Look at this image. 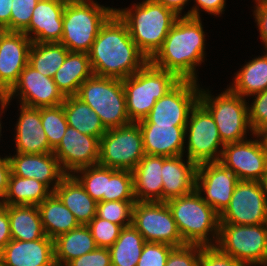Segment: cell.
<instances>
[{
  "mask_svg": "<svg viewBox=\"0 0 267 266\" xmlns=\"http://www.w3.org/2000/svg\"><path fill=\"white\" fill-rule=\"evenodd\" d=\"M259 182L262 186L263 194L267 203V172L263 175L262 179Z\"/></svg>",
  "mask_w": 267,
  "mask_h": 266,
  "instance_id": "11a10c76",
  "label": "cell"
},
{
  "mask_svg": "<svg viewBox=\"0 0 267 266\" xmlns=\"http://www.w3.org/2000/svg\"><path fill=\"white\" fill-rule=\"evenodd\" d=\"M20 106V116L15 127L16 153L42 154L53 152L42 128L41 108Z\"/></svg>",
  "mask_w": 267,
  "mask_h": 266,
  "instance_id": "603a6c76",
  "label": "cell"
},
{
  "mask_svg": "<svg viewBox=\"0 0 267 266\" xmlns=\"http://www.w3.org/2000/svg\"><path fill=\"white\" fill-rule=\"evenodd\" d=\"M13 0H0V25L10 31V15Z\"/></svg>",
  "mask_w": 267,
  "mask_h": 266,
  "instance_id": "f5cc1de1",
  "label": "cell"
},
{
  "mask_svg": "<svg viewBox=\"0 0 267 266\" xmlns=\"http://www.w3.org/2000/svg\"><path fill=\"white\" fill-rule=\"evenodd\" d=\"M145 240L131 224L123 227L118 239L109 248L112 266H136L141 256Z\"/></svg>",
  "mask_w": 267,
  "mask_h": 266,
  "instance_id": "e575fe53",
  "label": "cell"
},
{
  "mask_svg": "<svg viewBox=\"0 0 267 266\" xmlns=\"http://www.w3.org/2000/svg\"><path fill=\"white\" fill-rule=\"evenodd\" d=\"M41 122L43 131L48 138V143L54 150L59 145L68 127L63 105L42 107Z\"/></svg>",
  "mask_w": 267,
  "mask_h": 266,
  "instance_id": "74e56055",
  "label": "cell"
},
{
  "mask_svg": "<svg viewBox=\"0 0 267 266\" xmlns=\"http://www.w3.org/2000/svg\"><path fill=\"white\" fill-rule=\"evenodd\" d=\"M62 105L68 126L75 128L82 134L99 139L107 131L97 113L75 95L66 96Z\"/></svg>",
  "mask_w": 267,
  "mask_h": 266,
  "instance_id": "1f68e13d",
  "label": "cell"
},
{
  "mask_svg": "<svg viewBox=\"0 0 267 266\" xmlns=\"http://www.w3.org/2000/svg\"><path fill=\"white\" fill-rule=\"evenodd\" d=\"M1 266H55L53 239H12L0 253Z\"/></svg>",
  "mask_w": 267,
  "mask_h": 266,
  "instance_id": "44dd1931",
  "label": "cell"
},
{
  "mask_svg": "<svg viewBox=\"0 0 267 266\" xmlns=\"http://www.w3.org/2000/svg\"><path fill=\"white\" fill-rule=\"evenodd\" d=\"M115 9L93 0H80L65 5L60 44L70 52L88 54L100 28Z\"/></svg>",
  "mask_w": 267,
  "mask_h": 266,
  "instance_id": "8992f818",
  "label": "cell"
},
{
  "mask_svg": "<svg viewBox=\"0 0 267 266\" xmlns=\"http://www.w3.org/2000/svg\"><path fill=\"white\" fill-rule=\"evenodd\" d=\"M51 1H56V2L62 3L64 5H68L70 3L77 2V1H80V0H51Z\"/></svg>",
  "mask_w": 267,
  "mask_h": 266,
  "instance_id": "680465c9",
  "label": "cell"
},
{
  "mask_svg": "<svg viewBox=\"0 0 267 266\" xmlns=\"http://www.w3.org/2000/svg\"><path fill=\"white\" fill-rule=\"evenodd\" d=\"M181 80L172 72L148 61L139 71L122 80L126 110L131 122L145 119L156 101L165 96Z\"/></svg>",
  "mask_w": 267,
  "mask_h": 266,
  "instance_id": "5b68a950",
  "label": "cell"
},
{
  "mask_svg": "<svg viewBox=\"0 0 267 266\" xmlns=\"http://www.w3.org/2000/svg\"><path fill=\"white\" fill-rule=\"evenodd\" d=\"M252 96L254 102L248 106L252 135H262L267 131V90Z\"/></svg>",
  "mask_w": 267,
  "mask_h": 266,
  "instance_id": "b9f144b4",
  "label": "cell"
},
{
  "mask_svg": "<svg viewBox=\"0 0 267 266\" xmlns=\"http://www.w3.org/2000/svg\"><path fill=\"white\" fill-rule=\"evenodd\" d=\"M64 9L65 5L62 3L39 0L33 9L31 22L23 33L32 42L60 43L63 33Z\"/></svg>",
  "mask_w": 267,
  "mask_h": 266,
  "instance_id": "7402d4cb",
  "label": "cell"
},
{
  "mask_svg": "<svg viewBox=\"0 0 267 266\" xmlns=\"http://www.w3.org/2000/svg\"><path fill=\"white\" fill-rule=\"evenodd\" d=\"M267 266V262L266 263H263V264H258V265H254V266Z\"/></svg>",
  "mask_w": 267,
  "mask_h": 266,
  "instance_id": "6125c7cd",
  "label": "cell"
},
{
  "mask_svg": "<svg viewBox=\"0 0 267 266\" xmlns=\"http://www.w3.org/2000/svg\"><path fill=\"white\" fill-rule=\"evenodd\" d=\"M166 156L145 154L132 170L136 201L162 202V165Z\"/></svg>",
  "mask_w": 267,
  "mask_h": 266,
  "instance_id": "484cf974",
  "label": "cell"
},
{
  "mask_svg": "<svg viewBox=\"0 0 267 266\" xmlns=\"http://www.w3.org/2000/svg\"><path fill=\"white\" fill-rule=\"evenodd\" d=\"M132 225L146 242L185 245L166 202L136 201L132 211Z\"/></svg>",
  "mask_w": 267,
  "mask_h": 266,
  "instance_id": "7c38bea8",
  "label": "cell"
},
{
  "mask_svg": "<svg viewBox=\"0 0 267 266\" xmlns=\"http://www.w3.org/2000/svg\"><path fill=\"white\" fill-rule=\"evenodd\" d=\"M39 0H13L10 15V31L23 32L30 24L33 9Z\"/></svg>",
  "mask_w": 267,
  "mask_h": 266,
  "instance_id": "7bdbcfd3",
  "label": "cell"
},
{
  "mask_svg": "<svg viewBox=\"0 0 267 266\" xmlns=\"http://www.w3.org/2000/svg\"><path fill=\"white\" fill-rule=\"evenodd\" d=\"M264 140H265V143L267 145V131H265L263 134H262Z\"/></svg>",
  "mask_w": 267,
  "mask_h": 266,
  "instance_id": "94428289",
  "label": "cell"
},
{
  "mask_svg": "<svg viewBox=\"0 0 267 266\" xmlns=\"http://www.w3.org/2000/svg\"><path fill=\"white\" fill-rule=\"evenodd\" d=\"M199 266H249L220 251L216 246H201Z\"/></svg>",
  "mask_w": 267,
  "mask_h": 266,
  "instance_id": "bcb514c9",
  "label": "cell"
},
{
  "mask_svg": "<svg viewBox=\"0 0 267 266\" xmlns=\"http://www.w3.org/2000/svg\"><path fill=\"white\" fill-rule=\"evenodd\" d=\"M174 246L164 243L145 242L136 266H165Z\"/></svg>",
  "mask_w": 267,
  "mask_h": 266,
  "instance_id": "ee69618b",
  "label": "cell"
},
{
  "mask_svg": "<svg viewBox=\"0 0 267 266\" xmlns=\"http://www.w3.org/2000/svg\"><path fill=\"white\" fill-rule=\"evenodd\" d=\"M7 28L4 27L3 25H0V41L2 39V37L5 35V33L7 32Z\"/></svg>",
  "mask_w": 267,
  "mask_h": 266,
  "instance_id": "91938a15",
  "label": "cell"
},
{
  "mask_svg": "<svg viewBox=\"0 0 267 266\" xmlns=\"http://www.w3.org/2000/svg\"><path fill=\"white\" fill-rule=\"evenodd\" d=\"M183 155L167 157L162 165V202L181 197L195 190L197 164Z\"/></svg>",
  "mask_w": 267,
  "mask_h": 266,
  "instance_id": "d4e9b609",
  "label": "cell"
},
{
  "mask_svg": "<svg viewBox=\"0 0 267 266\" xmlns=\"http://www.w3.org/2000/svg\"><path fill=\"white\" fill-rule=\"evenodd\" d=\"M239 179L220 162L198 164L195 190L202 199L221 215L230 204ZM206 194V196H202Z\"/></svg>",
  "mask_w": 267,
  "mask_h": 266,
  "instance_id": "2e32d148",
  "label": "cell"
},
{
  "mask_svg": "<svg viewBox=\"0 0 267 266\" xmlns=\"http://www.w3.org/2000/svg\"><path fill=\"white\" fill-rule=\"evenodd\" d=\"M136 201H102L97 203V216L126 227L132 224V211Z\"/></svg>",
  "mask_w": 267,
  "mask_h": 266,
  "instance_id": "ab89813d",
  "label": "cell"
},
{
  "mask_svg": "<svg viewBox=\"0 0 267 266\" xmlns=\"http://www.w3.org/2000/svg\"><path fill=\"white\" fill-rule=\"evenodd\" d=\"M166 203L185 244L216 245L220 215L202 199L199 192L194 190Z\"/></svg>",
  "mask_w": 267,
  "mask_h": 266,
  "instance_id": "277c9868",
  "label": "cell"
},
{
  "mask_svg": "<svg viewBox=\"0 0 267 266\" xmlns=\"http://www.w3.org/2000/svg\"><path fill=\"white\" fill-rule=\"evenodd\" d=\"M54 193L73 213L80 225H87L96 216L97 202L72 174H66L62 178Z\"/></svg>",
  "mask_w": 267,
  "mask_h": 266,
  "instance_id": "4316f807",
  "label": "cell"
},
{
  "mask_svg": "<svg viewBox=\"0 0 267 266\" xmlns=\"http://www.w3.org/2000/svg\"><path fill=\"white\" fill-rule=\"evenodd\" d=\"M205 37L201 18L178 17L161 48L149 61L174 73L180 80L198 82L196 66L205 59Z\"/></svg>",
  "mask_w": 267,
  "mask_h": 266,
  "instance_id": "7a4b0ae2",
  "label": "cell"
},
{
  "mask_svg": "<svg viewBox=\"0 0 267 266\" xmlns=\"http://www.w3.org/2000/svg\"><path fill=\"white\" fill-rule=\"evenodd\" d=\"M254 18L257 22L259 34L265 51H267V0H255Z\"/></svg>",
  "mask_w": 267,
  "mask_h": 266,
  "instance_id": "681fc988",
  "label": "cell"
},
{
  "mask_svg": "<svg viewBox=\"0 0 267 266\" xmlns=\"http://www.w3.org/2000/svg\"><path fill=\"white\" fill-rule=\"evenodd\" d=\"M139 127L145 154L166 157L184 155L186 126L139 124Z\"/></svg>",
  "mask_w": 267,
  "mask_h": 266,
  "instance_id": "cb8c5ba5",
  "label": "cell"
},
{
  "mask_svg": "<svg viewBox=\"0 0 267 266\" xmlns=\"http://www.w3.org/2000/svg\"><path fill=\"white\" fill-rule=\"evenodd\" d=\"M9 103H10V101L7 100L5 103L1 104V106H0V109H1V110H0V111H1V112H0V115H2L1 113L4 112V109L7 108V106L9 105ZM0 117H1V116H0ZM1 129H2V127H1V118H0V137H1V135H2V134H1V131H2V130H1Z\"/></svg>",
  "mask_w": 267,
  "mask_h": 266,
  "instance_id": "6f0895ef",
  "label": "cell"
},
{
  "mask_svg": "<svg viewBox=\"0 0 267 266\" xmlns=\"http://www.w3.org/2000/svg\"><path fill=\"white\" fill-rule=\"evenodd\" d=\"M210 93L200 88L199 102L214 118L222 142L228 144L247 139L246 133L249 130L252 132V129L246 98L229 87L216 97Z\"/></svg>",
  "mask_w": 267,
  "mask_h": 266,
  "instance_id": "ba28073f",
  "label": "cell"
},
{
  "mask_svg": "<svg viewBox=\"0 0 267 266\" xmlns=\"http://www.w3.org/2000/svg\"><path fill=\"white\" fill-rule=\"evenodd\" d=\"M200 245L185 244L174 247L165 266H199Z\"/></svg>",
  "mask_w": 267,
  "mask_h": 266,
  "instance_id": "f6af8a7d",
  "label": "cell"
},
{
  "mask_svg": "<svg viewBox=\"0 0 267 266\" xmlns=\"http://www.w3.org/2000/svg\"><path fill=\"white\" fill-rule=\"evenodd\" d=\"M52 191L35 178H24L10 174L8 190L2 205H36L46 199Z\"/></svg>",
  "mask_w": 267,
  "mask_h": 266,
  "instance_id": "836d02e7",
  "label": "cell"
},
{
  "mask_svg": "<svg viewBox=\"0 0 267 266\" xmlns=\"http://www.w3.org/2000/svg\"><path fill=\"white\" fill-rule=\"evenodd\" d=\"M10 174L11 167L8 156L0 157V204L4 202L6 197Z\"/></svg>",
  "mask_w": 267,
  "mask_h": 266,
  "instance_id": "816d5d0a",
  "label": "cell"
},
{
  "mask_svg": "<svg viewBox=\"0 0 267 266\" xmlns=\"http://www.w3.org/2000/svg\"><path fill=\"white\" fill-rule=\"evenodd\" d=\"M88 55L94 75L120 80L133 75L149 61L116 12L100 28Z\"/></svg>",
  "mask_w": 267,
  "mask_h": 266,
  "instance_id": "6da1fadb",
  "label": "cell"
},
{
  "mask_svg": "<svg viewBox=\"0 0 267 266\" xmlns=\"http://www.w3.org/2000/svg\"><path fill=\"white\" fill-rule=\"evenodd\" d=\"M220 223L267 224V203L259 181L237 182L230 204L220 215Z\"/></svg>",
  "mask_w": 267,
  "mask_h": 266,
  "instance_id": "9a60e30c",
  "label": "cell"
},
{
  "mask_svg": "<svg viewBox=\"0 0 267 266\" xmlns=\"http://www.w3.org/2000/svg\"><path fill=\"white\" fill-rule=\"evenodd\" d=\"M65 266H112L111 254L109 248L97 247L92 252L71 260Z\"/></svg>",
  "mask_w": 267,
  "mask_h": 266,
  "instance_id": "7dc6e473",
  "label": "cell"
},
{
  "mask_svg": "<svg viewBox=\"0 0 267 266\" xmlns=\"http://www.w3.org/2000/svg\"><path fill=\"white\" fill-rule=\"evenodd\" d=\"M32 41L23 32L7 31L0 41V87L8 92L29 60Z\"/></svg>",
  "mask_w": 267,
  "mask_h": 266,
  "instance_id": "d6986e66",
  "label": "cell"
},
{
  "mask_svg": "<svg viewBox=\"0 0 267 266\" xmlns=\"http://www.w3.org/2000/svg\"><path fill=\"white\" fill-rule=\"evenodd\" d=\"M159 4H162L164 7L172 10L179 17L182 16L181 12L184 9V6L187 5L190 0H155Z\"/></svg>",
  "mask_w": 267,
  "mask_h": 266,
  "instance_id": "db71d44e",
  "label": "cell"
},
{
  "mask_svg": "<svg viewBox=\"0 0 267 266\" xmlns=\"http://www.w3.org/2000/svg\"><path fill=\"white\" fill-rule=\"evenodd\" d=\"M196 81L181 80L165 96L156 101L148 116L138 124L186 126L191 109L199 101Z\"/></svg>",
  "mask_w": 267,
  "mask_h": 266,
  "instance_id": "4fadbf2b",
  "label": "cell"
},
{
  "mask_svg": "<svg viewBox=\"0 0 267 266\" xmlns=\"http://www.w3.org/2000/svg\"><path fill=\"white\" fill-rule=\"evenodd\" d=\"M223 253L249 266L267 262V224L220 223L215 245Z\"/></svg>",
  "mask_w": 267,
  "mask_h": 266,
  "instance_id": "9c48e42d",
  "label": "cell"
},
{
  "mask_svg": "<svg viewBox=\"0 0 267 266\" xmlns=\"http://www.w3.org/2000/svg\"><path fill=\"white\" fill-rule=\"evenodd\" d=\"M187 136L186 157L189 160L197 165L219 162L225 144L220 138L214 118L199 101L190 111L185 127V138Z\"/></svg>",
  "mask_w": 267,
  "mask_h": 266,
  "instance_id": "8fae6325",
  "label": "cell"
},
{
  "mask_svg": "<svg viewBox=\"0 0 267 266\" xmlns=\"http://www.w3.org/2000/svg\"><path fill=\"white\" fill-rule=\"evenodd\" d=\"M18 95L21 105L32 108L58 106L65 99L53 78L46 77L29 64L22 70L14 86L7 92L8 101Z\"/></svg>",
  "mask_w": 267,
  "mask_h": 266,
  "instance_id": "e0dca14e",
  "label": "cell"
},
{
  "mask_svg": "<svg viewBox=\"0 0 267 266\" xmlns=\"http://www.w3.org/2000/svg\"><path fill=\"white\" fill-rule=\"evenodd\" d=\"M97 113L106 129L131 123L126 110L122 80L92 75L85 80L75 95Z\"/></svg>",
  "mask_w": 267,
  "mask_h": 266,
  "instance_id": "52a82bcc",
  "label": "cell"
},
{
  "mask_svg": "<svg viewBox=\"0 0 267 266\" xmlns=\"http://www.w3.org/2000/svg\"><path fill=\"white\" fill-rule=\"evenodd\" d=\"M45 235L55 239L80 226L73 213L52 192L38 206Z\"/></svg>",
  "mask_w": 267,
  "mask_h": 266,
  "instance_id": "f1b7e54d",
  "label": "cell"
},
{
  "mask_svg": "<svg viewBox=\"0 0 267 266\" xmlns=\"http://www.w3.org/2000/svg\"><path fill=\"white\" fill-rule=\"evenodd\" d=\"M8 159L11 174L24 178H35L44 183L52 192L66 175L53 152L42 154L16 153L15 156H8ZM51 185L52 187H50Z\"/></svg>",
  "mask_w": 267,
  "mask_h": 266,
  "instance_id": "ffe728a7",
  "label": "cell"
},
{
  "mask_svg": "<svg viewBox=\"0 0 267 266\" xmlns=\"http://www.w3.org/2000/svg\"><path fill=\"white\" fill-rule=\"evenodd\" d=\"M115 12L126 23L130 37L148 60L161 48L179 17L155 0H143L131 8L115 9Z\"/></svg>",
  "mask_w": 267,
  "mask_h": 266,
  "instance_id": "3957f363",
  "label": "cell"
},
{
  "mask_svg": "<svg viewBox=\"0 0 267 266\" xmlns=\"http://www.w3.org/2000/svg\"><path fill=\"white\" fill-rule=\"evenodd\" d=\"M97 247L110 248L118 239L122 226L97 215L87 224Z\"/></svg>",
  "mask_w": 267,
  "mask_h": 266,
  "instance_id": "60d3db41",
  "label": "cell"
},
{
  "mask_svg": "<svg viewBox=\"0 0 267 266\" xmlns=\"http://www.w3.org/2000/svg\"><path fill=\"white\" fill-rule=\"evenodd\" d=\"M194 2H196V5L194 4V6L183 16L201 18V9L214 16L220 15L225 11L226 0H194Z\"/></svg>",
  "mask_w": 267,
  "mask_h": 266,
  "instance_id": "c3c4849f",
  "label": "cell"
},
{
  "mask_svg": "<svg viewBox=\"0 0 267 266\" xmlns=\"http://www.w3.org/2000/svg\"><path fill=\"white\" fill-rule=\"evenodd\" d=\"M145 155L143 135L138 123L107 129L100 139L98 164L132 171Z\"/></svg>",
  "mask_w": 267,
  "mask_h": 266,
  "instance_id": "30bf717a",
  "label": "cell"
},
{
  "mask_svg": "<svg viewBox=\"0 0 267 266\" xmlns=\"http://www.w3.org/2000/svg\"><path fill=\"white\" fill-rule=\"evenodd\" d=\"M229 88L243 98L267 90V51L264 55L250 60L237 71Z\"/></svg>",
  "mask_w": 267,
  "mask_h": 266,
  "instance_id": "d6a6232c",
  "label": "cell"
},
{
  "mask_svg": "<svg viewBox=\"0 0 267 266\" xmlns=\"http://www.w3.org/2000/svg\"><path fill=\"white\" fill-rule=\"evenodd\" d=\"M100 139L82 134L68 126L59 145L53 150L65 174L98 165Z\"/></svg>",
  "mask_w": 267,
  "mask_h": 266,
  "instance_id": "ac0fdd59",
  "label": "cell"
},
{
  "mask_svg": "<svg viewBox=\"0 0 267 266\" xmlns=\"http://www.w3.org/2000/svg\"><path fill=\"white\" fill-rule=\"evenodd\" d=\"M107 201H136L132 171L116 170L107 179Z\"/></svg>",
  "mask_w": 267,
  "mask_h": 266,
  "instance_id": "f35d334b",
  "label": "cell"
},
{
  "mask_svg": "<svg viewBox=\"0 0 267 266\" xmlns=\"http://www.w3.org/2000/svg\"><path fill=\"white\" fill-rule=\"evenodd\" d=\"M117 169L95 165L81 168L72 175L83 186L84 190L98 203L107 201V179ZM81 174V175H80Z\"/></svg>",
  "mask_w": 267,
  "mask_h": 266,
  "instance_id": "8d00e7d4",
  "label": "cell"
},
{
  "mask_svg": "<svg viewBox=\"0 0 267 266\" xmlns=\"http://www.w3.org/2000/svg\"><path fill=\"white\" fill-rule=\"evenodd\" d=\"M7 211L12 239L33 241L46 236L36 205H7Z\"/></svg>",
  "mask_w": 267,
  "mask_h": 266,
  "instance_id": "4dcf8cb0",
  "label": "cell"
},
{
  "mask_svg": "<svg viewBox=\"0 0 267 266\" xmlns=\"http://www.w3.org/2000/svg\"><path fill=\"white\" fill-rule=\"evenodd\" d=\"M53 242L55 263L58 266H65L71 260L97 248L87 225H80L76 229L61 234L53 239Z\"/></svg>",
  "mask_w": 267,
  "mask_h": 266,
  "instance_id": "f546056e",
  "label": "cell"
},
{
  "mask_svg": "<svg viewBox=\"0 0 267 266\" xmlns=\"http://www.w3.org/2000/svg\"><path fill=\"white\" fill-rule=\"evenodd\" d=\"M254 136L256 140L246 139L223 147L219 162L239 180L260 181L267 172V145L262 135Z\"/></svg>",
  "mask_w": 267,
  "mask_h": 266,
  "instance_id": "5bb4252c",
  "label": "cell"
},
{
  "mask_svg": "<svg viewBox=\"0 0 267 266\" xmlns=\"http://www.w3.org/2000/svg\"><path fill=\"white\" fill-rule=\"evenodd\" d=\"M93 75L87 53L69 52L62 66L57 70L53 81L66 96L77 94L81 84Z\"/></svg>",
  "mask_w": 267,
  "mask_h": 266,
  "instance_id": "83f0119b",
  "label": "cell"
},
{
  "mask_svg": "<svg viewBox=\"0 0 267 266\" xmlns=\"http://www.w3.org/2000/svg\"><path fill=\"white\" fill-rule=\"evenodd\" d=\"M70 51L60 43L33 42L28 64L46 77L53 78Z\"/></svg>",
  "mask_w": 267,
  "mask_h": 266,
  "instance_id": "d590c367",
  "label": "cell"
},
{
  "mask_svg": "<svg viewBox=\"0 0 267 266\" xmlns=\"http://www.w3.org/2000/svg\"><path fill=\"white\" fill-rule=\"evenodd\" d=\"M7 100V92L2 87H0V105L5 103Z\"/></svg>",
  "mask_w": 267,
  "mask_h": 266,
  "instance_id": "9f6ffc18",
  "label": "cell"
},
{
  "mask_svg": "<svg viewBox=\"0 0 267 266\" xmlns=\"http://www.w3.org/2000/svg\"><path fill=\"white\" fill-rule=\"evenodd\" d=\"M11 240L7 205L0 204V253Z\"/></svg>",
  "mask_w": 267,
  "mask_h": 266,
  "instance_id": "f907efd6",
  "label": "cell"
}]
</instances>
